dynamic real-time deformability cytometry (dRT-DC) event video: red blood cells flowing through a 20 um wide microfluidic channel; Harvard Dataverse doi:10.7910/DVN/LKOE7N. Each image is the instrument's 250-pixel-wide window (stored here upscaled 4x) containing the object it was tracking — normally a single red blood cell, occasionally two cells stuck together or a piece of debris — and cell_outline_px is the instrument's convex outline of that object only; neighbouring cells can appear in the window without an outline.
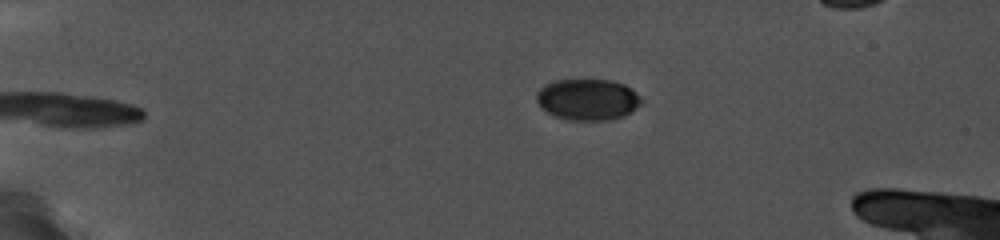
{"species": "common noctule bat (a hibernating species)", "species_latin": "Nyctalus noctula", "temperature_condition": "cold", "stored_images_in_passage": 54, "camera_frame_rate_fps": 5000, "um_per_image_px": 0.085, "animal": {"sex": "female", "body_mass_g": 19.0, "forearm_length_mm": 56.7}, "frame": {"image": 1, "passage_image": 1, "time_ms": 0.0, "image_size_px": [1000, 240], "cell_outline_px": [[644, 104], [632, 112], [624, 116], [608, 120], [568, 120], [556, 116], [540, 108], [536, 100], [536, 92], [544, 84], [552, 80], [612, 80], [624, 84], [632, 88], [644, 100]], "centroid_in_image_um": [49.98, 8.45], "position_along_channel_um": 35.0, "area_um2": 25.72}}
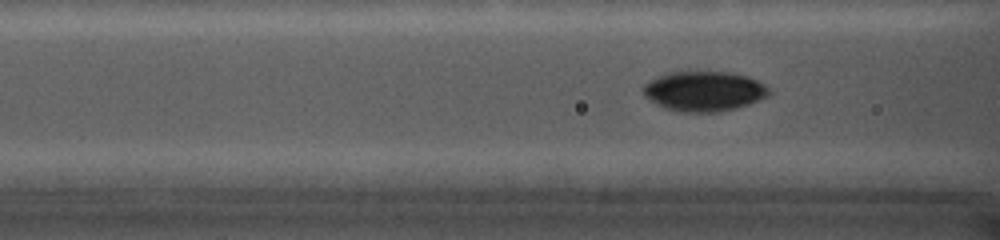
{"frame": {"image": 2, "passage_image": 23, "time_ms": 4.0, "image_size_px": [1000, 240], "cell_outline_px": [[768, 96], [748, 104], [736, 108], [720, 112], [680, 112], [664, 108], [656, 104], [644, 96], [644, 84], [660, 76], [672, 72], [724, 72], [744, 76], [756, 80], [768, 88]], "centroid_in_image_um": [59.81, 7.77], "position_along_channel_um": 106.8, "area_um2": 28.78}}
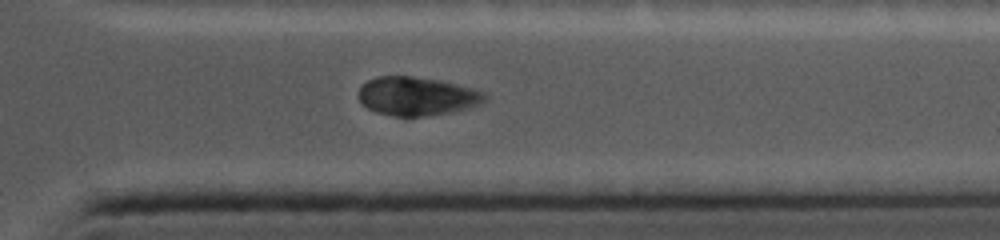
{"frame": {"image": 3, "passage_image": 54, "time_ms": 11.2, "image_size_px": [1000, 240], "cell_outline_px": [[480, 100], [464, 108], [452, 112], [420, 116], [392, 116], [376, 112], [368, 108], [360, 100], [360, 88], [368, 80], [380, 76], [408, 76], [432, 80], [464, 88], [476, 92], [480, 96]], "centroid_in_image_um": [35.21, 8.2], "position_along_channel_um": 376.2, "area_um2": 26.47}}